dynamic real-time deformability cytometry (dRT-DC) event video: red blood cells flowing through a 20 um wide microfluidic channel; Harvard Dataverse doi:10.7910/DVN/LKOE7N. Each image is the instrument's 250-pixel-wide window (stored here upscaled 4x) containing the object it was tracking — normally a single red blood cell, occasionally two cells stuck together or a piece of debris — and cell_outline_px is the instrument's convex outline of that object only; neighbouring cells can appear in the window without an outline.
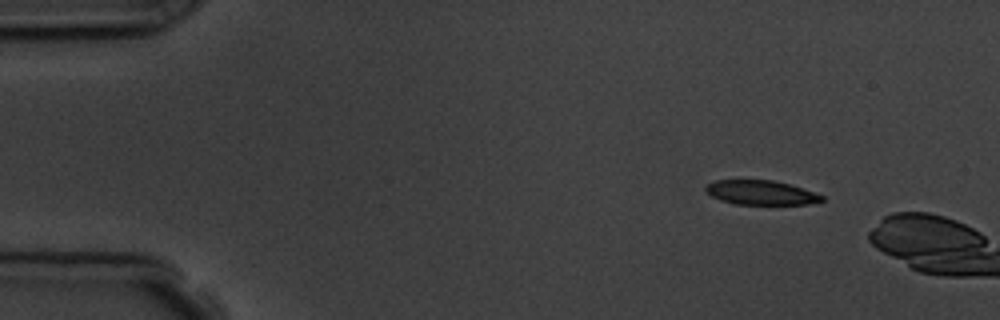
{"species": "common noctule bat (a hibernating species)", "species_latin": "Nyctalus noctula", "temperature_condition": "room temperature", "stored_images_in_passage": 4, "camera_frame_rate_fps": 3000, "um_per_image_px": 0.085, "animal": {"sex": "male", "body_mass_g": 19.5, "forearm_length_mm": 54.6}, "frame": {"image": 1, "passage_image": 1, "time_ms": 0.0, "image_size_px": [1000, 320], "cell_outline_px": [[824, 200], [808, 204], [736, 204], [720, 200], [712, 196], [704, 188], [708, 184], [716, 180], [772, 180], [788, 184], [824, 196]], "centroid_in_image_um": [64.65, 16.37], "position_along_channel_um": 20.3, "area_um2": 16.18}}